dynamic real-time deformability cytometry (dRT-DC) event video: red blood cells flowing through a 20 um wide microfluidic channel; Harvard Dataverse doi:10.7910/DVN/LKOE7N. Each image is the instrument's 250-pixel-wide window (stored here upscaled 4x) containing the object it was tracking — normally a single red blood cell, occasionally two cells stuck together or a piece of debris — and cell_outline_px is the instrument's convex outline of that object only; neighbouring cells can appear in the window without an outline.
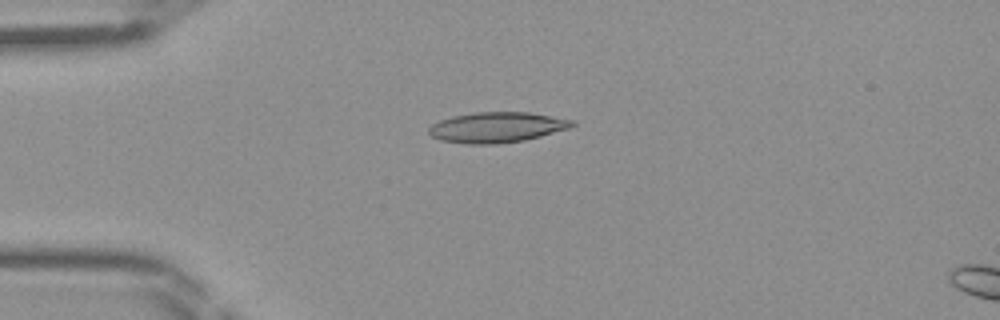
{"species": "Egyptian fruit bat (a non-hibernating species)", "species_latin": "Rousettus aegyptiacus", "temperature_condition": "room temperature", "stored_images_in_passage": 45, "camera_frame_rate_fps": 3000, "um_per_image_px": 0.085, "frame": {"image": 1, "passage_image": 11, "time_ms": 3.333, "image_size_px": [1000, 320], "cell_outline_px": [[576, 124], [568, 128], [540, 136], [524, 140], [496, 144], [468, 144], [444, 140], [432, 136], [428, 132], [428, 128], [432, 124], [440, 120], [452, 116], [476, 112], [528, 112], [572, 120]], "centroid_in_image_um": [42.2, 10.82], "position_along_channel_um": 42.8, "area_um2": 25.09}}
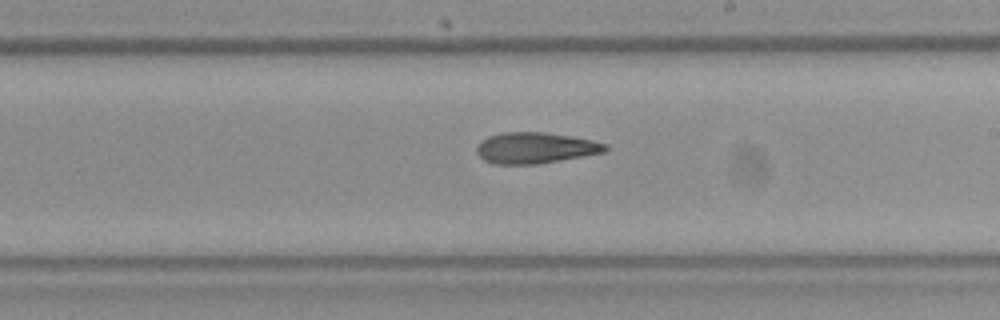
{"frame": {"image": 2, "passage_image": 26, "time_ms": 8.333, "image_size_px": [1000, 320], "cell_outline_px": [[608, 148], [604, 152], [584, 156], [536, 164], [492, 164], [484, 160], [476, 152], [476, 148], [480, 140], [488, 136], [504, 132], [544, 132], [572, 136], [592, 140], [608, 144]], "centroid_in_image_um": [45.49, 12.57], "position_along_channel_um": 243.5, "area_um2": 23.35}}
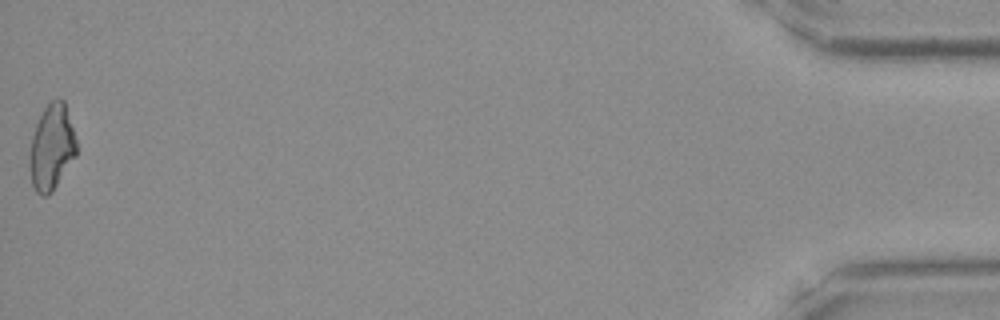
{"frame": {"image": 3, "passage_image": 45, "time_ms": 14.667, "image_size_px": [1000, 320], "cell_outline_px": [[76, 156], [52, 192], [48, 196], [40, 196], [36, 192], [32, 184], [28, 168], [28, 156], [32, 136], [36, 124], [44, 108], [52, 100], [60, 96], [64, 100], [76, 140]], "centroid_in_image_um": [4.36, 12.55], "position_along_channel_um": 430.8, "area_um2": 23.64}}